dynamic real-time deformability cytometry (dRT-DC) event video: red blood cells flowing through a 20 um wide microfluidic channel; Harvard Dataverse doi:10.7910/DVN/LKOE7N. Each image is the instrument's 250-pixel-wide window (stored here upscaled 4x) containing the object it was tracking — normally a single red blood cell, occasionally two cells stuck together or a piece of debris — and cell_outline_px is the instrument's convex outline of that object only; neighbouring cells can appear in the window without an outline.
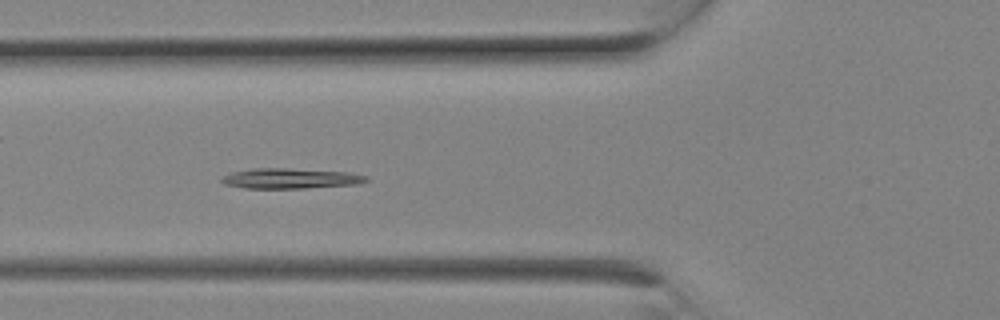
{"species": "Egyptian fruit bat (a non-hibernating species)", "species_latin": "Rousettus aegyptiacus", "temperature_condition": "room temperature", "stored_images_in_passage": 8, "camera_frame_rate_fps": 3000, "um_per_image_px": 0.085, "animal": {"sex": "female"}, "frame": {"image": 1, "passage_image": 7, "time_ms": 2.0, "image_size_px": [1000, 320], "cell_outline_px": [[368, 180], [360, 184], [304, 188], [244, 188], [224, 184], [220, 180], [220, 176], [232, 172], [252, 168], [288, 168], [348, 172], [368, 176]], "centroid_in_image_um": [24.66, 15.16], "position_along_channel_um": 101.1, "area_um2": 17.22}}
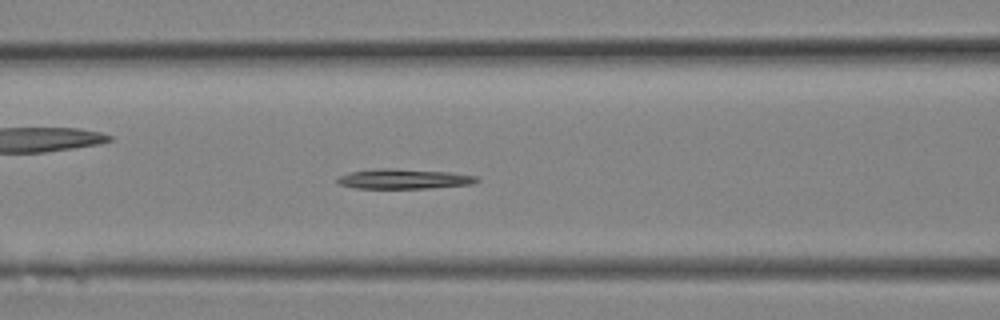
{"frame": {"image": 2, "passage_image": 8, "time_ms": 2.333, "image_size_px": [1000, 320], "cell_outline_px": [[480, 180], [472, 184], [428, 188], [356, 188], [340, 184], [336, 180], [336, 176], [348, 172], [376, 168], [388, 168], [452, 172], [476, 176]], "centroid_in_image_um": [34.29, 15.2], "position_along_channel_um": 132.3, "area_um2": 16.24}}